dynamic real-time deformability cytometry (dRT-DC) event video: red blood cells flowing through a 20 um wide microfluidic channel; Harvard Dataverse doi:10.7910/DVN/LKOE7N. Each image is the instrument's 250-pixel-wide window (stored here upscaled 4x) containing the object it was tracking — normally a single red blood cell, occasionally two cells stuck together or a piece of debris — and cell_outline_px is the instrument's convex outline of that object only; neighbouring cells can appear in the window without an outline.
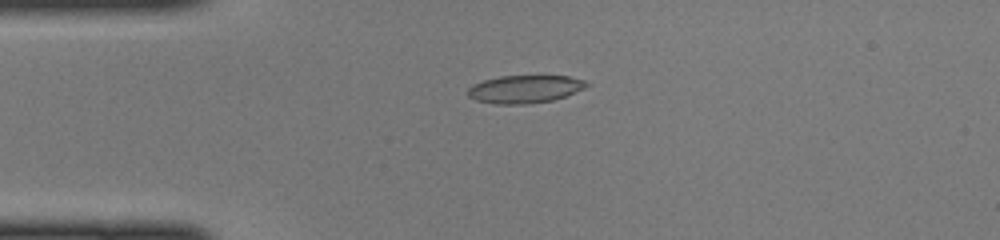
{"species": "common noctule bat (a hibernating species)", "species_latin": "Nyctalus noctula", "temperature_condition": "cold", "stored_images_in_passage": 37, "camera_frame_rate_fps": 3000, "um_per_image_px": 0.085, "animal": {"sex": "female", "body_mass_g": 22.0, "forearm_length_mm": 56.7}, "frame": {"image": 1, "passage_image": 1, "time_ms": 0.0, "image_size_px": [1000, 240], "cell_outline_px": [[588, 84], [584, 88], [564, 96], [552, 100], [524, 104], [496, 104], [476, 100], [468, 96], [468, 88], [472, 84], [484, 80], [500, 76], [568, 76], [584, 80]], "centroid_in_image_um": [44.56, 7.57], "position_along_channel_um": 40.4, "area_um2": 19.02}}
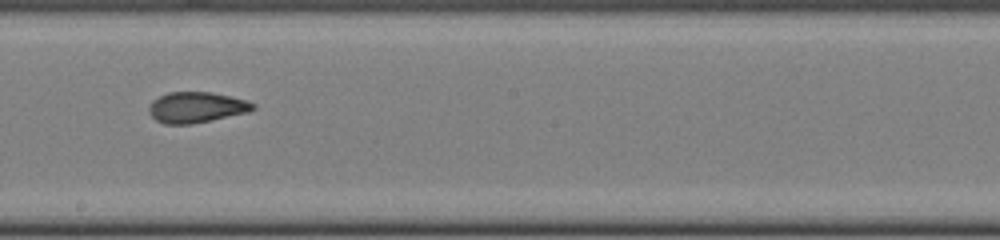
{"frame": {"image": 2, "passage_image": 16, "time_ms": 5.0, "image_size_px": [1000, 240], "cell_outline_px": [[256, 108], [248, 112], [212, 120], [192, 124], [164, 124], [156, 120], [148, 112], [148, 108], [152, 100], [168, 92], [212, 92], [232, 96], [256, 104]], "centroid_in_image_um": [16.69, 9.12], "position_along_channel_um": 231.5, "area_um2": 18.73}}
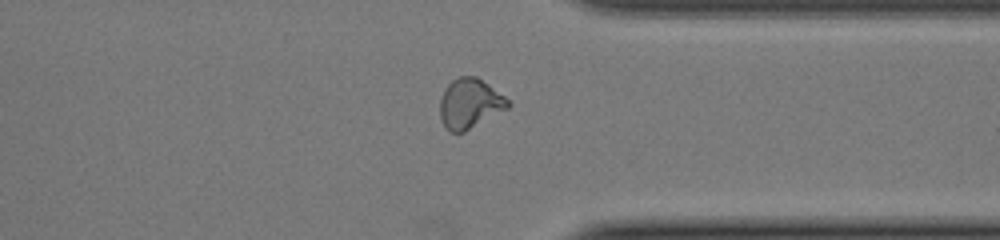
{"frame": {"image": 3, "passage_image": 26, "time_ms": 8.333, "image_size_px": [1000, 240], "cell_outline_px": [[512, 104], [508, 108], [464, 132], [452, 132], [444, 124], [440, 116], [440, 100], [444, 88], [452, 80], [460, 76], [476, 76], [488, 84], [504, 96]], "centroid_in_image_um": [39.93, 8.78], "position_along_channel_um": 371.5, "area_um2": 19.54}}